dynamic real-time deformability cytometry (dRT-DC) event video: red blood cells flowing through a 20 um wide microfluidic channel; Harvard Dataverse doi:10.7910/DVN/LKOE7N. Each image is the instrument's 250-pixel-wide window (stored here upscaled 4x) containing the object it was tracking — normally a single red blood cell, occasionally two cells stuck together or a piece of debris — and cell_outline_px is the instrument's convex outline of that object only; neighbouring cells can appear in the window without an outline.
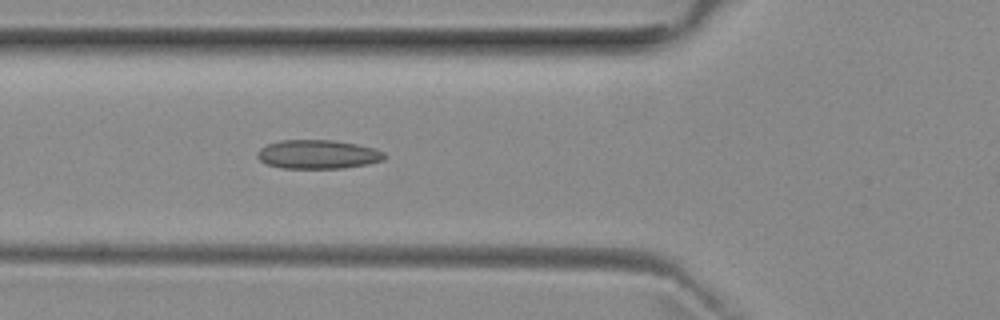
{"species": "common noctule bat (a hibernating species)", "species_latin": "Nyctalus noctula", "temperature_condition": "room temperature", "stored_images_in_passage": 38, "camera_frame_rate_fps": 3000, "um_per_image_px": 0.085, "animal": {"sex": "female", "body_mass_g": 29.2, "forearm_length_mm": 56.3}, "frame": {"image": 1, "passage_image": 7, "time_ms": 2.0, "image_size_px": [1000, 320], "cell_outline_px": [[388, 156], [384, 160], [368, 164], [340, 168], [280, 168], [268, 164], [260, 160], [256, 156], [256, 152], [260, 148], [268, 144], [280, 140], [332, 140], [356, 144], [376, 148], [384, 152]], "centroid_in_image_um": [27.04, 13.12], "position_along_channel_um": 98.8, "area_um2": 21.5}}
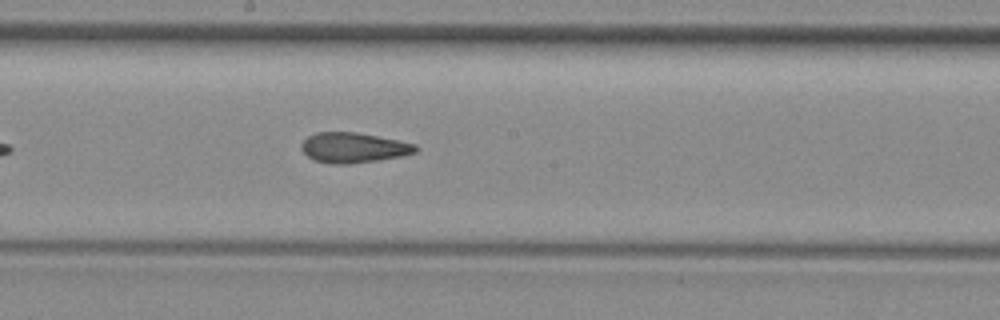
{"frame": {"image": 2, "passage_image": 16, "time_ms": 5.0, "image_size_px": [1000, 320], "cell_outline_px": [[420, 148], [416, 152], [400, 156], [376, 160], [348, 164], [332, 164], [312, 160], [300, 148], [300, 144], [308, 136], [316, 132], [356, 132], [416, 144]], "centroid_in_image_um": [30.01, 12.55], "position_along_channel_um": 218.2, "area_um2": 20.0}}
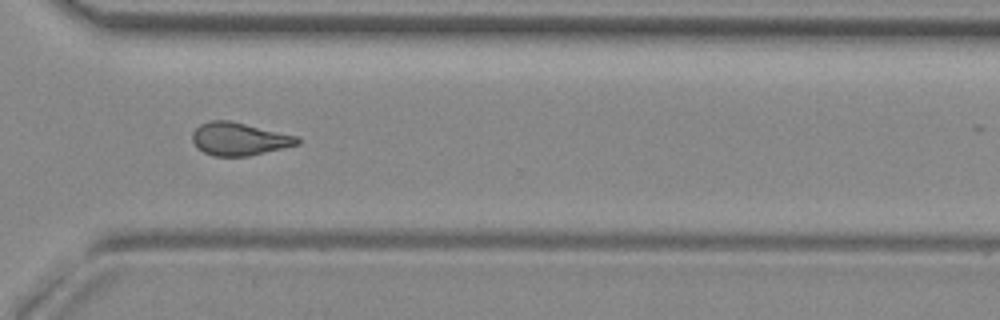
{"frame": {"image": 3, "passage_image": 26, "time_ms": 8.333, "image_size_px": [1000, 320], "cell_outline_px": [[300, 144], [248, 156], [212, 156], [196, 148], [192, 140], [192, 132], [200, 124], [212, 120], [228, 120], [300, 136]], "centroid_in_image_um": [20.33, 11.81], "position_along_channel_um": 350.3, "area_um2": 20.23}, "authors_computed_cell_mechanics": {"area_um2": 20.0277, "velocity_mm_per_s": 3.9682, "shape_relaxation_time_tau1_ms": null, "shape_relaxation_time_tau2_ms": 2.223, "deformation_change_tau1": null, "deformation_change_tau2": 0.1076}}